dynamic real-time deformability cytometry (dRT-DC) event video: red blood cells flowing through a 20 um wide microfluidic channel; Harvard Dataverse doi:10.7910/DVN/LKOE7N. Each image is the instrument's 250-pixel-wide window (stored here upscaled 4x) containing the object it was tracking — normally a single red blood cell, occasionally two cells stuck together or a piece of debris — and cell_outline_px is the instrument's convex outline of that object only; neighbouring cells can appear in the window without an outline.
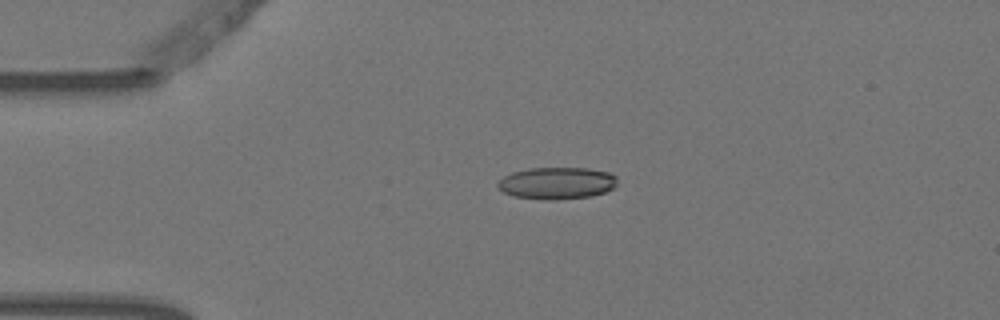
{"species": "Egyptian fruit bat (a non-hibernating species)", "species_latin": "Rousettus aegyptiacus", "temperature_condition": "warm", "stored_images_in_passage": 2, "camera_frame_rate_fps": 3000, "um_per_image_px": 0.085, "animal": {"sex": "female"}, "frame": {"image": 1, "passage_image": 1, "time_ms": 0.0, "image_size_px": [1000, 320], "cell_outline_px": [[616, 184], [612, 188], [604, 192], [592, 196], [556, 200], [548, 200], [512, 196], [496, 188], [496, 184], [504, 176], [512, 172], [528, 168], [588, 168], [608, 172], [616, 176]], "centroid_in_image_um": [47.3, 15.57], "position_along_channel_um": 37.7, "area_um2": 22.37}}